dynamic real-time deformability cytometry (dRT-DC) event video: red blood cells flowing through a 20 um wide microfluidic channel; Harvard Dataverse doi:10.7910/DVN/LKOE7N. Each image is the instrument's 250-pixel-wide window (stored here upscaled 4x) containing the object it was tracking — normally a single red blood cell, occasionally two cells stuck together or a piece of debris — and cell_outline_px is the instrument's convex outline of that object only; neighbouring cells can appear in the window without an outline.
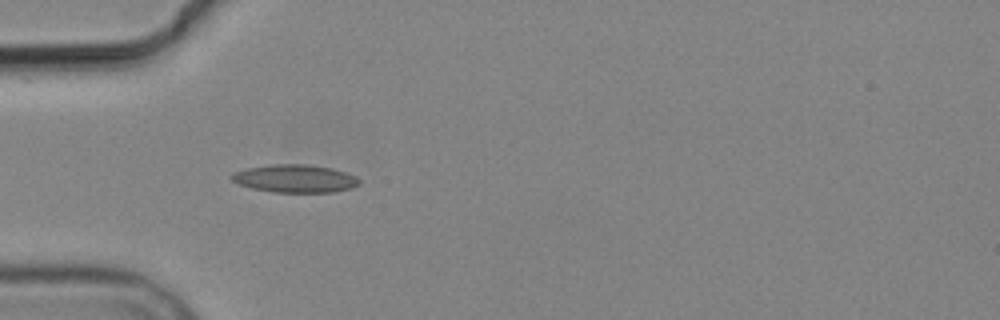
{"species": "common noctule bat (a hibernating species)", "species_latin": "Nyctalus noctula", "temperature_condition": "cold", "stored_images_in_passage": 11, "camera_frame_rate_fps": 3000, "um_per_image_px": 0.085, "animal": {"sex": "male", "body_mass_g": 19.2, "forearm_length_mm": 51.8}, "frame": {"image": 1, "passage_image": 5, "time_ms": 5.667, "image_size_px": [1000, 320], "cell_outline_px": [[360, 184], [352, 188], [332, 192], [272, 192], [252, 188], [240, 184], [232, 180], [228, 176], [232, 172], [248, 168], [272, 164], [308, 164], [332, 168], [356, 176], [360, 180]], "centroid_in_image_um": [25.07, 15.17], "position_along_channel_um": 59.9, "area_um2": 20.81}}
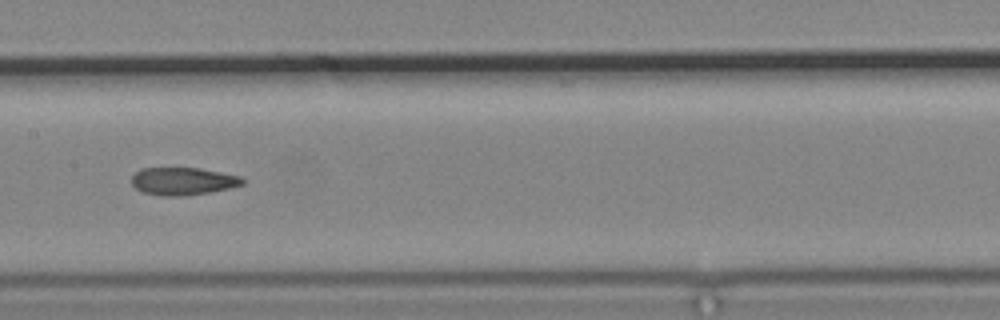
{"frame": {"image": 2, "passage_image": 8, "time_ms": 9.333, "image_size_px": [1000, 320], "cell_outline_px": [[248, 180], [244, 184], [228, 188], [208, 192], [184, 196], [160, 196], [144, 192], [136, 188], [132, 184], [132, 176], [140, 168], [200, 168], [240, 176]], "centroid_in_image_um": [15.56, 15.4], "position_along_channel_um": 191.8, "area_um2": 17.86}}
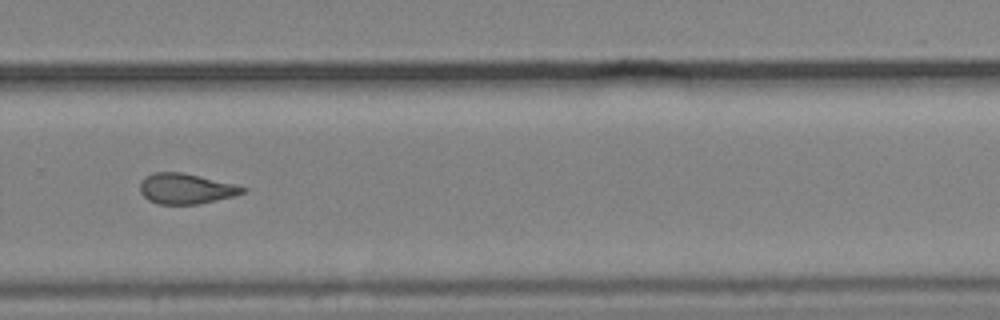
{"frame": {"image": 3, "passage_image": 11, "time_ms": 12.667, "image_size_px": [1000, 320], "cell_outline_px": [[248, 188], [244, 192], [236, 196], [196, 204], [156, 204], [148, 200], [140, 192], [140, 180], [144, 176], [152, 172], [184, 172], [236, 184]], "centroid_in_image_um": [15.79, 16.02], "position_along_channel_um": 314.0, "area_um2": 18.5}}